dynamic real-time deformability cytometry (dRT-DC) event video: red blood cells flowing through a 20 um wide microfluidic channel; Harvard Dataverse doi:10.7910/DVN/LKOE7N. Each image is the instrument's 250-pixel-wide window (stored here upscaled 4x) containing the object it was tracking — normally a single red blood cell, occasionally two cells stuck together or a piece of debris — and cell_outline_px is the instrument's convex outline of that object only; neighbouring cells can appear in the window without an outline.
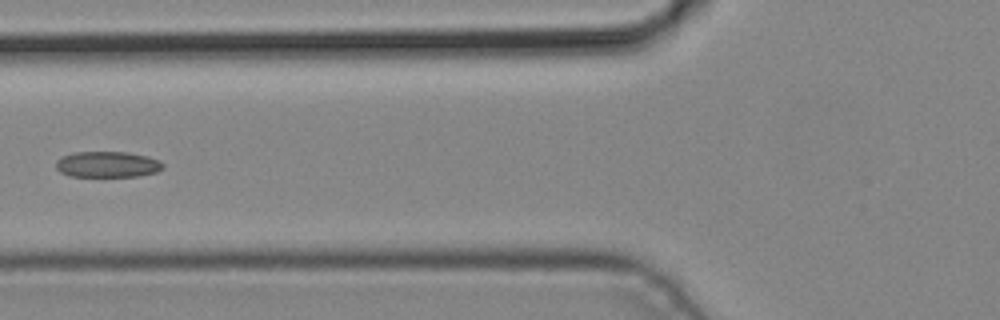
{"species": "common noctule bat (a hibernating species)", "species_latin": "Nyctalus noctula", "temperature_condition": "cold", "stored_images_in_passage": 4, "camera_frame_rate_fps": 3000, "um_per_image_px": 0.085, "animal": {"sex": "male", "body_mass_g": 19.2, "forearm_length_mm": 51.8}, "frame": {"image": 1, "passage_image": 4, "time_ms": 1.0, "image_size_px": [1000, 320], "cell_outline_px": [[164, 168], [156, 172], [136, 176], [68, 176], [60, 172], [56, 168], [56, 160], [60, 156], [76, 152], [128, 152], [148, 156], [160, 160], [164, 164]], "centroid_in_image_um": [9.13, 13.96], "position_along_channel_um": 116.7, "area_um2": 16.3}}